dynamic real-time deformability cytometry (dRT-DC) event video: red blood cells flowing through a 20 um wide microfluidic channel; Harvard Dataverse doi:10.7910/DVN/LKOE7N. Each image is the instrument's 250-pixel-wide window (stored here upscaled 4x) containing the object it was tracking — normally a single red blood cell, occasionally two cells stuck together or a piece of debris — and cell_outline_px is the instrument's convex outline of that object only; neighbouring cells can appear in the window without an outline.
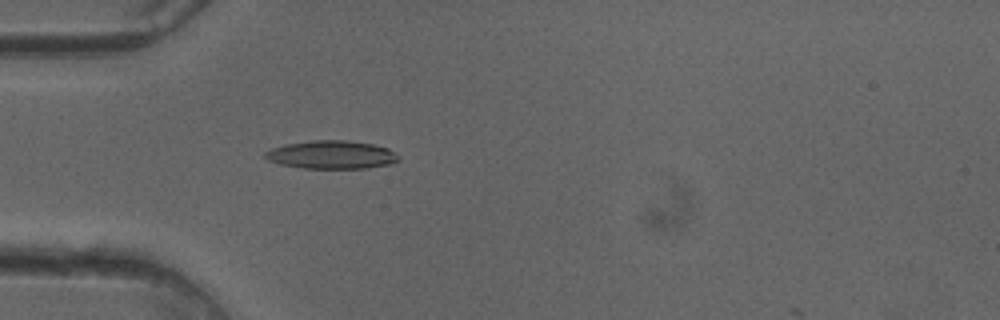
{"species": "common noctule bat (a hibernating species)", "species_latin": "Nyctalus noctula", "temperature_condition": "cold", "stored_images_in_passage": 50, "camera_frame_rate_fps": 3000, "um_per_image_px": 0.085, "animal": {"sex": "female"}, "frame": {"image": 1, "passage_image": 15, "time_ms": 4.667, "image_size_px": [1000, 320], "cell_outline_px": [[400, 160], [392, 164], [368, 168], [304, 168], [280, 164], [268, 160], [264, 156], [264, 152], [272, 148], [284, 144], [312, 140], [348, 140], [372, 144], [388, 148], [396, 152], [400, 156]], "centroid_in_image_um": [28.22, 13.15], "position_along_channel_um": 56.8, "area_um2": 22.14}}
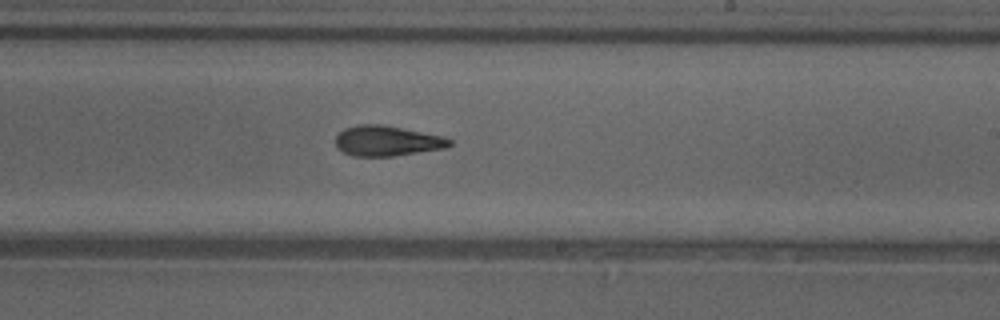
{"frame": {"image": 2, "passage_image": 30, "time_ms": 9.667, "image_size_px": [1000, 320], "cell_outline_px": [[452, 144], [444, 148], [392, 156], [352, 156], [336, 148], [336, 136], [344, 128], [360, 124], [384, 124], [444, 136], [452, 140]], "centroid_in_image_um": [32.89, 11.96], "position_along_channel_um": 256.1, "area_um2": 20.17}}
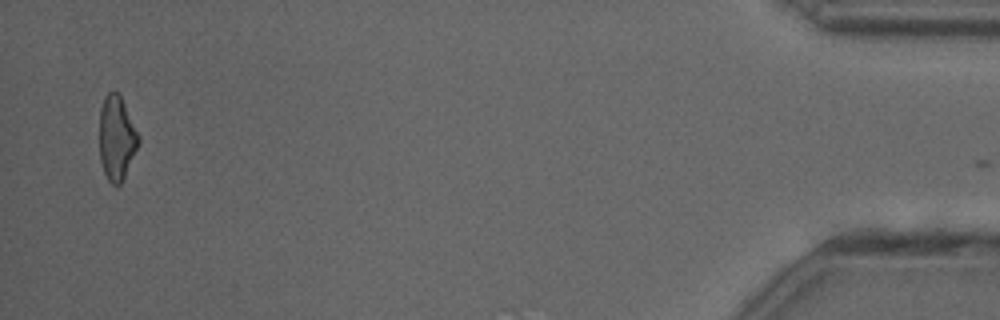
{"frame": {"image": 3, "passage_image": 49, "time_ms": 16.0, "image_size_px": [1000, 320], "cell_outline_px": [[140, 140], [124, 176], [120, 184], [112, 184], [108, 180], [104, 172], [100, 160], [100, 108], [104, 96], [108, 92], [116, 92], [120, 96], [140, 136]], "centroid_in_image_um": [9.9, 11.71], "position_along_channel_um": 425.3, "area_um2": 18.79}, "authors_computed_cell_mechanics": {"area_um2": 20.3167, "velocity_mm_per_s": 4.087, "shape_relaxation_time_tau1_ms": 7.1111, "shape_relaxation_time_tau2_ms": 3.543, "deformation_change_tau1": 0.1968, "deformation_change_tau2": 0.1329}}